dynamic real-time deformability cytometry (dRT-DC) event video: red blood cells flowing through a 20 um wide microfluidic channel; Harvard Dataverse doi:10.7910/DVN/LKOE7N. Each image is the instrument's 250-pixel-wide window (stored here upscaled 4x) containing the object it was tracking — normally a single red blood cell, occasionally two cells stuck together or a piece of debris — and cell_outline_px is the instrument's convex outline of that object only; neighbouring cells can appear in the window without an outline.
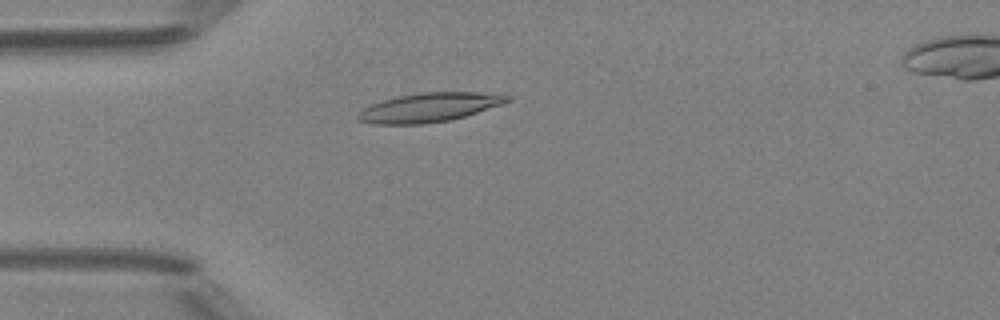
{"species": "Egyptian fruit bat (a non-hibernating species)", "species_latin": "Rousettus aegyptiacus", "temperature_condition": "room temperature", "stored_images_in_passage": 49, "camera_frame_rate_fps": 3000, "um_per_image_px": 0.085, "animal": {"sex": "female"}, "frame": {"image": 1, "passage_image": 13, "time_ms": 4.0, "image_size_px": [1000, 320], "cell_outline_px": [[512, 100], [452, 120], [424, 124], [372, 124], [356, 120], [356, 112], [372, 104], [396, 96], [420, 92], [476, 92], [512, 96]], "centroid_in_image_um": [36.41, 9.14], "position_along_channel_um": 48.6, "area_um2": 25.26}}
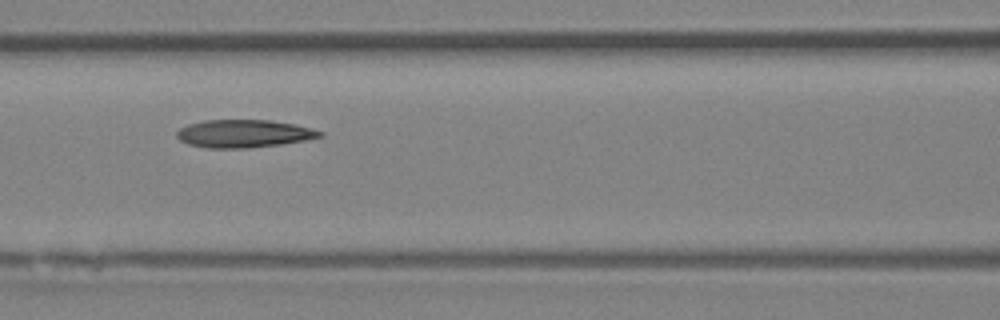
{"frame": {"image": 2, "passage_image": 21, "time_ms": 6.667, "image_size_px": [1000, 320], "cell_outline_px": [[324, 136], [304, 140], [280, 144], [248, 148], [208, 148], [188, 144], [180, 140], [176, 136], [176, 132], [180, 128], [188, 124], [204, 120], [268, 120], [296, 124], [312, 128], [324, 132]], "centroid_in_image_um": [20.73, 11.35], "position_along_channel_um": 145.9, "area_um2": 23.24}}
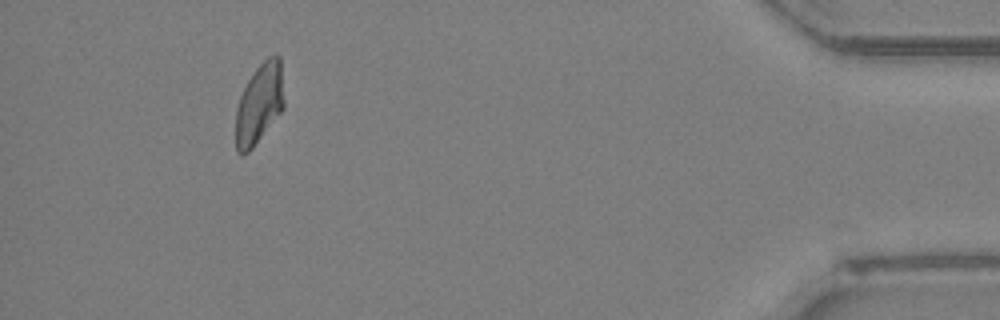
{"frame": {"image": 3, "passage_image": 45, "time_ms": 14.667, "image_size_px": [1000, 320], "cell_outline_px": [[284, 108], [252, 148], [248, 152], [240, 152], [236, 148], [236, 108], [240, 96], [248, 80], [256, 68], [268, 56], [276, 52], [280, 56], [284, 100]], "centroid_in_image_um": [22.06, 8.76], "position_along_channel_um": 413.1, "area_um2": 22.43}, "authors_computed_cell_mechanics": {"area_um2": 23.2356, "velocity_mm_per_s": 4.1625, "shape_relaxation_time_tau1_ms": 11.0526, "shape_relaxation_time_tau2_ms": 4.4224, "deformation_change_tau1": 0.2672, "deformation_change_tau2": 0.1155}}